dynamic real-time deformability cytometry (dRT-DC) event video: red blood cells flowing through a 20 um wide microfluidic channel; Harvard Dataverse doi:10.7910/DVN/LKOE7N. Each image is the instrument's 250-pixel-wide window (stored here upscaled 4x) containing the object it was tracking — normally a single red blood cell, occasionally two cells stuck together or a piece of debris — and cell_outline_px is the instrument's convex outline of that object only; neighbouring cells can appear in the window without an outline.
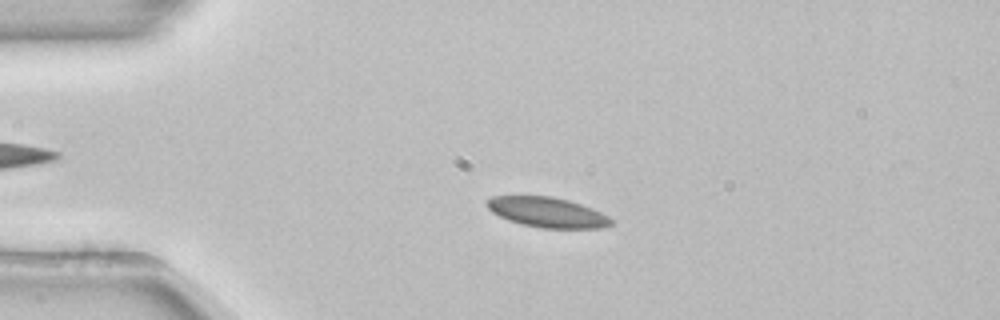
{"species": "common noctule bat (a hibernating species)", "species_latin": "Nyctalus noctula", "temperature_condition": "room temperature", "stored_images_in_passage": 53, "camera_frame_rate_fps": 3000, "um_per_image_px": 0.085, "animal": {"sex": "female", "body_mass_g": 22.7, "forearm_length_mm": 54.2}, "frame": {"image": 1, "passage_image": 12, "time_ms": 3.667, "image_size_px": [1000, 320], "cell_outline_px": [[612, 224], [600, 228], [540, 228], [520, 224], [508, 220], [492, 212], [484, 204], [484, 200], [492, 196], [552, 196], [568, 200], [592, 208], [608, 216], [612, 220]], "centroid_in_image_um": [46.47, 18.04], "position_along_channel_um": 38.5, "area_um2": 21.85}}
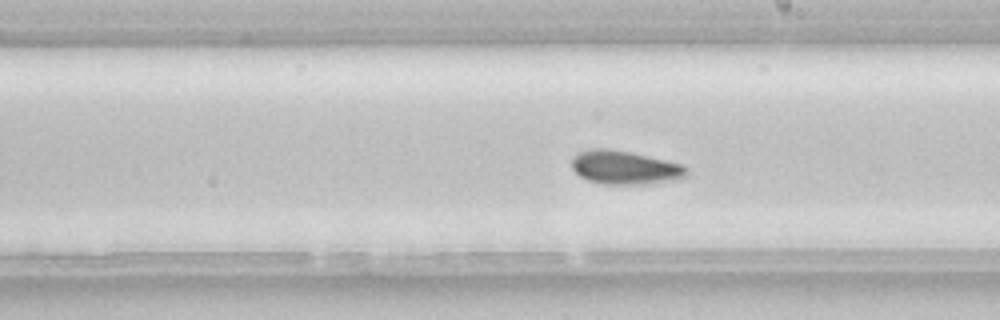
{"frame": {"image": 2, "passage_image": 30, "time_ms": 9.667, "image_size_px": [1000, 320], "cell_outline_px": [[688, 172], [684, 176], [676, 180], [640, 184], [600, 184], [588, 180], [580, 176], [572, 168], [572, 156], [580, 152], [592, 148], [608, 148], [628, 152], [684, 164], [688, 168]], "centroid_in_image_um": [53.1, 14.24], "position_along_channel_um": 235.9, "area_um2": 22.43}}
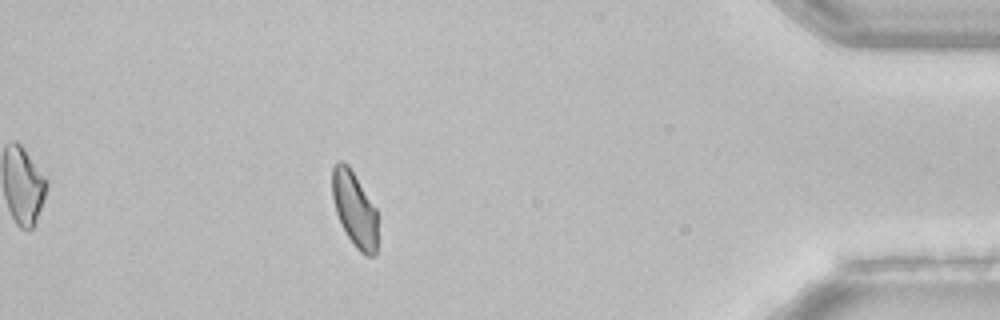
{"frame": {"image": 3, "passage_image": 47, "time_ms": 15.333, "image_size_px": [1000, 320], "cell_outline_px": [[376, 256], [364, 256], [356, 248], [348, 236], [336, 212], [332, 196], [332, 168], [336, 160], [344, 160], [348, 164], [376, 208]], "centroid_in_image_um": [30.12, 17.74], "position_along_channel_um": 405.1, "area_um2": 19.77}, "authors_computed_cell_mechanics": {"area_um2": 21.386, "velocity_mm_per_s": 3.8565, "shape_relaxation_time_tau1_ms": 3.1714, "shape_relaxation_time_tau2_ms": 2.429, "deformation_change_tau1": 0.0698, "deformation_change_tau2": 0.0628}}